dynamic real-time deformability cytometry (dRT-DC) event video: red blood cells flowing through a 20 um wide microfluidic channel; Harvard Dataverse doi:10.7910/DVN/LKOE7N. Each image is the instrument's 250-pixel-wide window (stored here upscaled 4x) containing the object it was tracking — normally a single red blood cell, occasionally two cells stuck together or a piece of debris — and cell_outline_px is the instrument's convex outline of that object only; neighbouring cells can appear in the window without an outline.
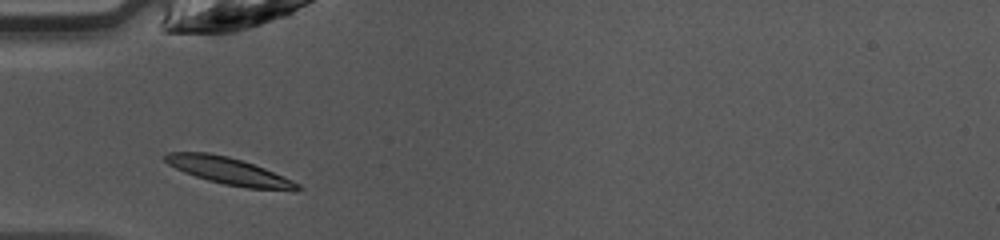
{"species": "common noctule bat (a hibernating species)", "species_latin": "Nyctalus noctula", "temperature_condition": "warm", "stored_images_in_passage": 33, "camera_frame_rate_fps": 3000, "um_per_image_px": 0.085, "animal": {"sex": "female", "body_mass_g": 10.0, "forearm_length_mm": 53.1}, "frame": {"image": 1, "passage_image": 1, "time_ms": 0.0, "image_size_px": [1000, 240], "cell_outline_px": [[304, 188], [248, 188], [224, 184], [208, 180], [184, 172], [168, 164], [164, 160], [164, 156], [168, 152], [208, 152], [228, 156], [264, 168], [292, 180], [300, 184]], "centroid_in_image_um": [19.35, 14.5], "position_along_channel_um": 65.6, "area_um2": 20.11}}
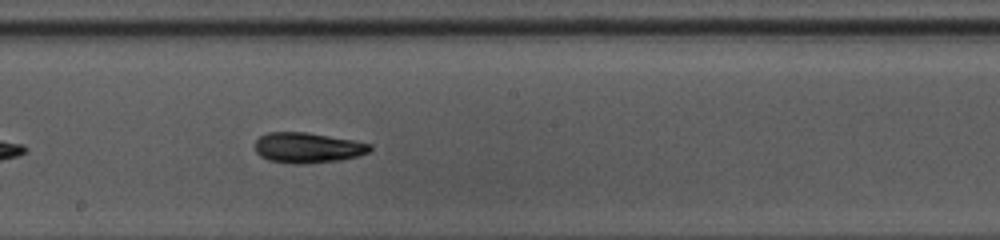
{"frame": {"image": 2, "passage_image": 12, "time_ms": 3.667, "image_size_px": [1000, 240], "cell_outline_px": [[372, 148], [368, 152], [360, 156], [340, 160], [304, 164], [292, 164], [268, 160], [260, 156], [256, 152], [256, 140], [260, 136], [268, 132], [308, 132], [356, 140], [372, 144]], "centroid_in_image_um": [26.18, 12.55], "position_along_channel_um": 222.0, "area_um2": 20.63}}
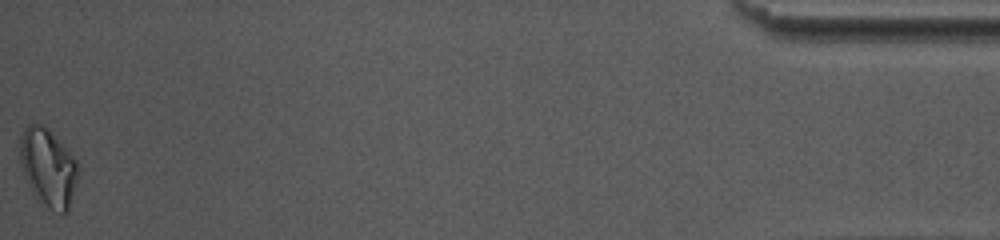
{"frame": {"image": 3, "passage_image": 33, "time_ms": 10.667, "image_size_px": [1000, 240], "cell_outline_px": [[80, 168], [68, 212], [64, 216], [48, 208], [40, 200], [28, 184], [24, 176], [20, 160], [20, 136], [24, 128], [28, 124], [40, 124], [48, 128], [76, 160]], "centroid_in_image_um": [4.11, 14.25], "position_along_channel_um": 431.1, "area_um2": 26.3}, "authors_computed_cell_mechanics": {"area_um2": 20.1722, "velocity_mm_per_s": 4.2707, "shape_relaxation_time_tau1_ms": 3.1476, "shape_relaxation_time_tau2_ms": 2.4638, "deformation_change_tau1": 0.144, "deformation_change_tau2": 0.074}}